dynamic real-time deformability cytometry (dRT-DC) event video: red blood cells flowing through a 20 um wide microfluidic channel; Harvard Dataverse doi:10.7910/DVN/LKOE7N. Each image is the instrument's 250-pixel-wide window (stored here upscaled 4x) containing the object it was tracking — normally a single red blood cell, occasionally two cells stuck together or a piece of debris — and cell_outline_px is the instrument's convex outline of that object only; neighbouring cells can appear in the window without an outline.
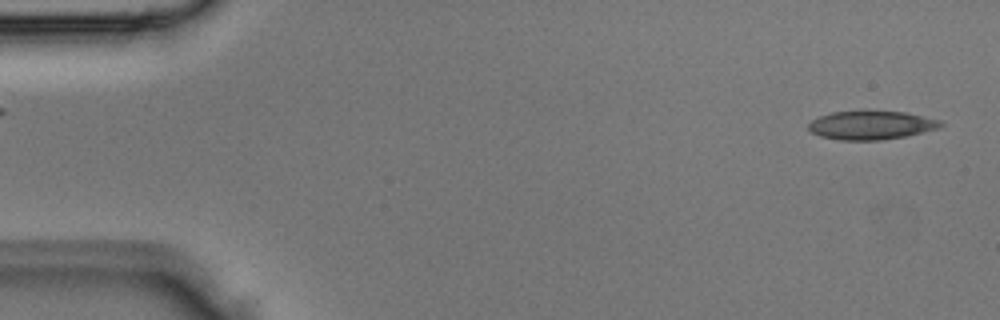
{"species": "Egyptian fruit bat (a non-hibernating species)", "species_latin": "Rousettus aegyptiacus", "temperature_condition": "room temperature", "stored_images_in_passage": 2, "segment_of_instrument_passage": [2, 2], "camera_frame_rate_fps": 3000, "um_per_image_px": 0.085, "animal": {"sex": "male"}, "frame": {"image": 1, "passage_image": 2, "time_ms": 0.333, "image_size_px": [1000, 320], "cell_outline_px": [[944, 124], [940, 128], [908, 136], [880, 140], [840, 140], [820, 136], [812, 132], [808, 128], [808, 124], [812, 120], [820, 116], [832, 112], [904, 112], [940, 120]], "centroid_in_image_um": [74.07, 10.66], "position_along_channel_um": 10.9, "area_um2": 21.79}}